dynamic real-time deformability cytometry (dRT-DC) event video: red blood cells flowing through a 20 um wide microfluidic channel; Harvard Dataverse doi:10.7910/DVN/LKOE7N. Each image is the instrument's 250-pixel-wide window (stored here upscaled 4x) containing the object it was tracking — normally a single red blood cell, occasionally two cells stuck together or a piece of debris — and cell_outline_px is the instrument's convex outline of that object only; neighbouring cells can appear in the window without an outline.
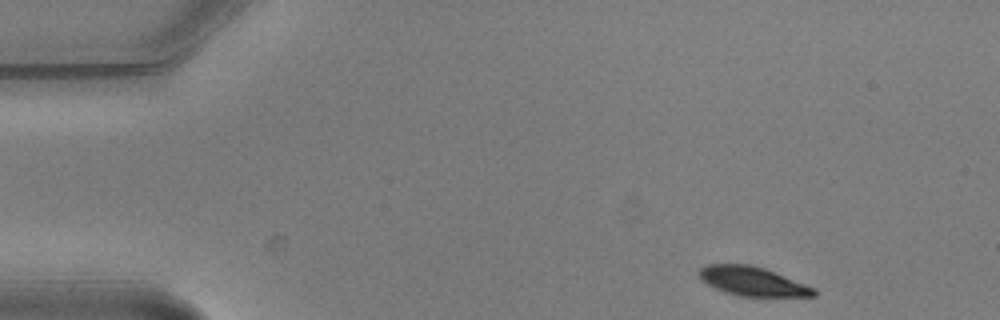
{"species": "common noctule bat (a hibernating species)", "species_latin": "Nyctalus noctula", "temperature_condition": "warm", "stored_images_in_passage": 4, "camera_frame_rate_fps": 3000, "um_per_image_px": 0.085, "animal": {"sex": "male", "body_mass_g": 20.5, "forearm_length_mm": 52.5}, "frame": {"image": 1, "passage_image": 1, "time_ms": 0.0, "image_size_px": [1000, 320], "cell_outline_px": [[816, 296], [736, 296], [724, 292], [700, 280], [696, 272], [700, 268], [708, 264], [752, 264], [764, 268], [816, 288]], "centroid_in_image_um": [63.93, 23.9], "position_along_channel_um": 21.1, "area_um2": 19.54}}
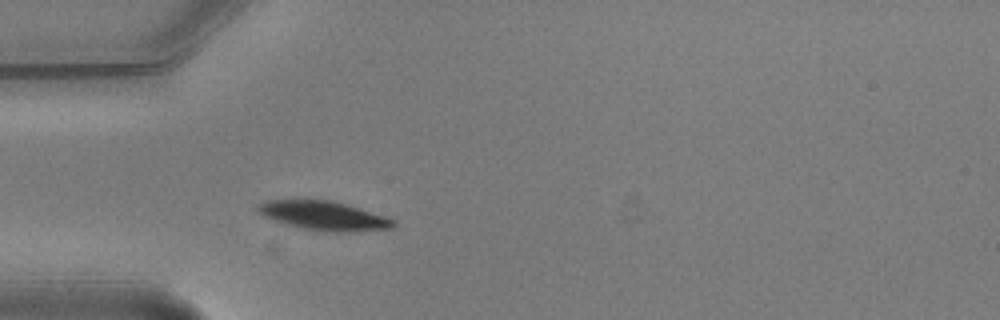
{"frame": {"image": 2, "passage_image": 4, "time_ms": 1.0, "image_size_px": [1000, 320], "cell_outline_px": [[396, 224], [392, 228], [348, 232], [332, 232], [300, 228], [264, 216], [256, 208], [260, 204], [268, 200], [332, 200], [348, 204], [396, 220]], "centroid_in_image_um": [27.58, 18.33], "position_along_channel_um": 57.4, "area_um2": 22.66}}